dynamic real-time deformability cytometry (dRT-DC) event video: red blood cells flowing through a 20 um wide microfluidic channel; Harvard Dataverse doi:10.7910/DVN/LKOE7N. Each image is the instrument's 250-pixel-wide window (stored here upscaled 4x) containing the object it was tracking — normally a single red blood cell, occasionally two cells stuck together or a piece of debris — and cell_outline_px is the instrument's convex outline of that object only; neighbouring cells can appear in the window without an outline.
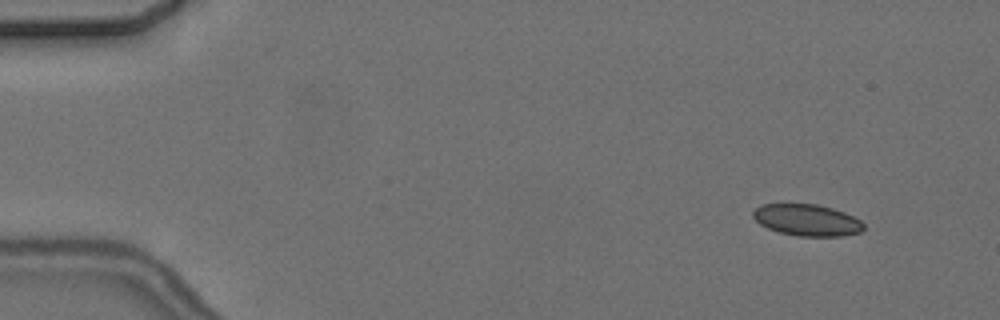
{"species": "common noctule bat (a hibernating species)", "species_latin": "Nyctalus noctula", "temperature_condition": "cold", "stored_images_in_passage": 10, "camera_frame_rate_fps": 3000, "um_per_image_px": 0.085, "animal": {"sex": "female", "body_mass_g": 24.6, "forearm_length_mm": 56.2}, "frame": {"image": 1, "passage_image": 2, "time_ms": 1.0, "image_size_px": [1000, 320], "cell_outline_px": [[864, 228], [860, 232], [840, 236], [796, 236], [780, 232], [768, 228], [760, 224], [752, 216], [752, 212], [760, 204], [816, 204], [832, 208], [844, 212], [860, 220], [864, 224]], "centroid_in_image_um": [68.58, 18.7], "position_along_channel_um": 16.4, "area_um2": 20.29}}
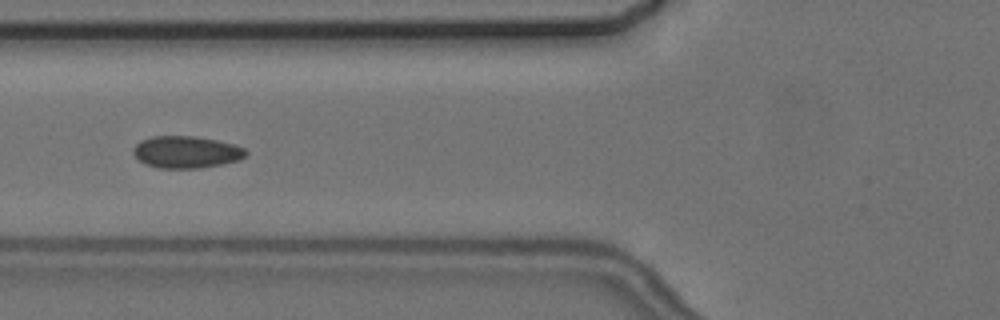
{"frame": {"image": 2, "passage_image": 6, "time_ms": 6.667, "image_size_px": [1000, 320], "cell_outline_px": [[248, 156], [240, 160], [200, 168], [156, 168], [140, 160], [132, 152], [132, 148], [140, 140], [152, 136], [192, 136], [216, 140], [232, 144], [244, 148], [248, 152]], "centroid_in_image_um": [15.84, 12.92], "position_along_channel_um": 110.0, "area_um2": 20.98}}
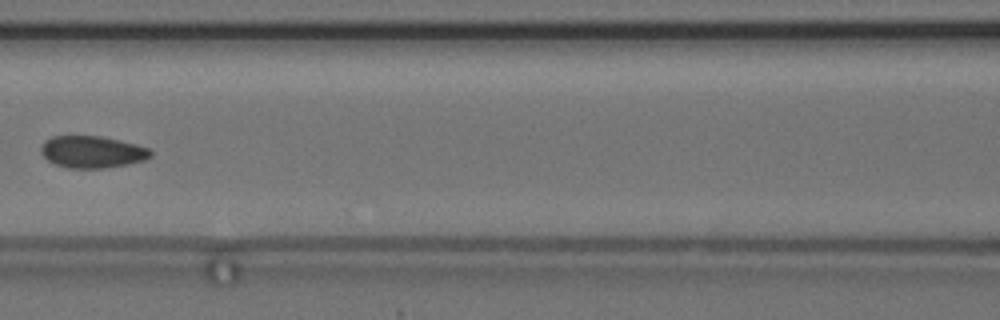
{"frame": {"image": 3, "passage_image": 7, "time_ms": 8.0, "image_size_px": [1000, 320], "cell_outline_px": [[152, 156], [144, 160], [128, 164], [104, 168], [68, 168], [56, 164], [48, 160], [40, 152], [40, 148], [44, 140], [52, 136], [100, 136], [120, 140], [136, 144], [148, 148], [152, 152]], "centroid_in_image_um": [7.83, 12.91], "position_along_channel_um": 158.8, "area_um2": 20.46}}